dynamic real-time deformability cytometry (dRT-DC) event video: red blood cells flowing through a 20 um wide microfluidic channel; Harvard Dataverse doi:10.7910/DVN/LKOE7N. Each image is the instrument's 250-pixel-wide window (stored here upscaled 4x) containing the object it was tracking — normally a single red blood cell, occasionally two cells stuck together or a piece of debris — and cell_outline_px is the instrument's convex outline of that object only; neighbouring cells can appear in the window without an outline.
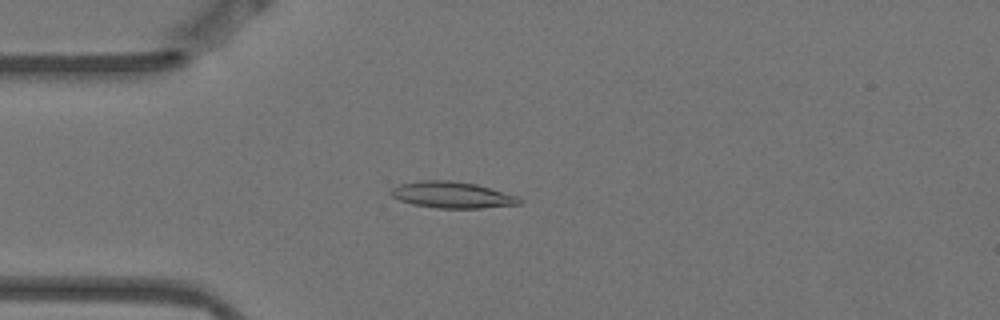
{"species": "Egyptian fruit bat (a non-hibernating species)", "species_latin": "Rousettus aegyptiacus", "temperature_condition": "warm", "stored_images_in_passage": 7, "camera_frame_rate_fps": 3000, "um_per_image_px": 0.085, "animal": {"sex": "female"}, "frame": {"image": 1, "passage_image": 3, "time_ms": 0.667, "image_size_px": [1000, 320], "cell_outline_px": [[524, 200], [520, 204], [480, 208], [436, 208], [412, 204], [400, 200], [392, 196], [388, 192], [392, 188], [400, 184], [420, 180], [448, 180], [476, 184], [516, 196]], "centroid_in_image_um": [38.4, 16.57], "position_along_channel_um": 46.6, "area_um2": 19.65}}
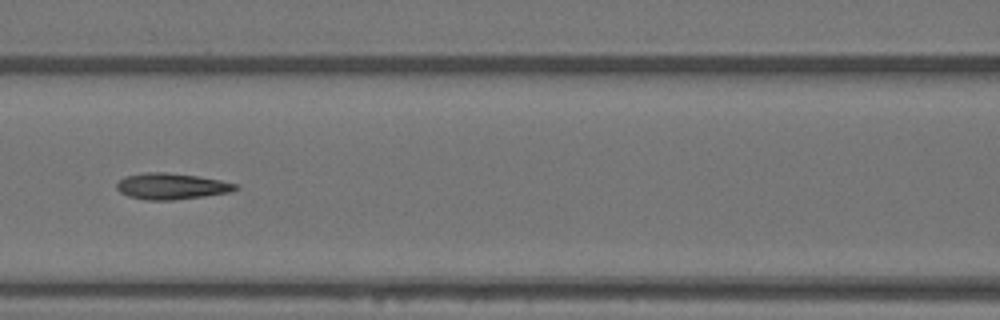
{"frame": {"image": 2, "passage_image": 6, "time_ms": 1.667, "image_size_px": [1000, 320], "cell_outline_px": [[240, 188], [228, 192], [204, 196], [172, 200], [144, 200], [128, 196], [120, 192], [116, 188], [116, 184], [124, 176], [144, 172], [164, 172], [200, 176], [240, 184]], "centroid_in_image_um": [14.57, 15.82], "position_along_channel_um": 152.0, "area_um2": 18.26}}
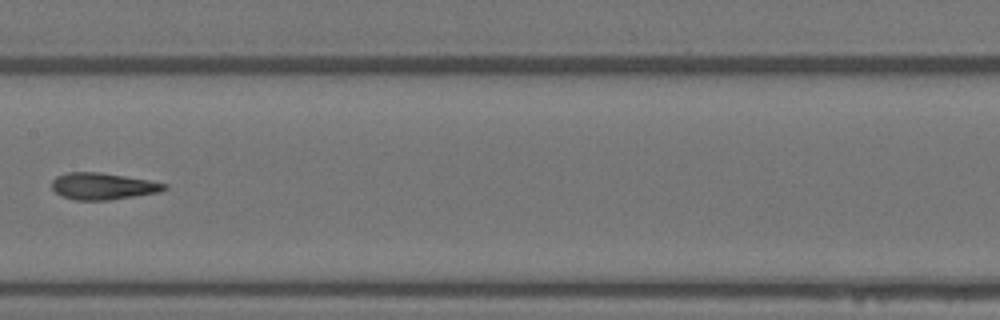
{"frame": {"image": 3, "passage_image": 7, "time_ms": 2.0, "image_size_px": [1000, 320], "cell_outline_px": [[168, 188], [160, 192], [108, 200], [76, 200], [60, 196], [52, 188], [52, 180], [56, 176], [68, 172], [100, 172], [148, 180], [168, 184]], "centroid_in_image_um": [8.73, 15.83], "position_along_channel_um": 198.7, "area_um2": 17.51}}